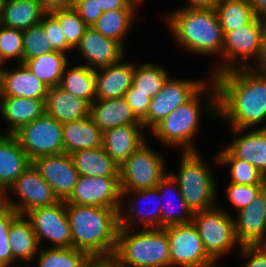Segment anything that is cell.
Returning <instances> with one entry per match:
<instances>
[{"label":"cell","mask_w":266,"mask_h":267,"mask_svg":"<svg viewBox=\"0 0 266 267\" xmlns=\"http://www.w3.org/2000/svg\"><path fill=\"white\" fill-rule=\"evenodd\" d=\"M144 142L119 167L121 190H140L157 187L168 174L165 158Z\"/></svg>","instance_id":"9"},{"label":"cell","mask_w":266,"mask_h":267,"mask_svg":"<svg viewBox=\"0 0 266 267\" xmlns=\"http://www.w3.org/2000/svg\"><path fill=\"white\" fill-rule=\"evenodd\" d=\"M23 63L42 83L51 88L59 85L69 59L66 54L54 51L24 60Z\"/></svg>","instance_id":"35"},{"label":"cell","mask_w":266,"mask_h":267,"mask_svg":"<svg viewBox=\"0 0 266 267\" xmlns=\"http://www.w3.org/2000/svg\"><path fill=\"white\" fill-rule=\"evenodd\" d=\"M18 213L7 207L5 210L0 211V266L12 265L15 263L13 253L9 243L8 231L12 220Z\"/></svg>","instance_id":"43"},{"label":"cell","mask_w":266,"mask_h":267,"mask_svg":"<svg viewBox=\"0 0 266 267\" xmlns=\"http://www.w3.org/2000/svg\"><path fill=\"white\" fill-rule=\"evenodd\" d=\"M32 163L12 134L0 139V185L8 190L15 180Z\"/></svg>","instance_id":"27"},{"label":"cell","mask_w":266,"mask_h":267,"mask_svg":"<svg viewBox=\"0 0 266 267\" xmlns=\"http://www.w3.org/2000/svg\"><path fill=\"white\" fill-rule=\"evenodd\" d=\"M167 14L166 25L180 48L194 55L219 56L217 60H222L224 35L215 8L184 6Z\"/></svg>","instance_id":"3"},{"label":"cell","mask_w":266,"mask_h":267,"mask_svg":"<svg viewBox=\"0 0 266 267\" xmlns=\"http://www.w3.org/2000/svg\"><path fill=\"white\" fill-rule=\"evenodd\" d=\"M239 250L246 260L243 267H266V244L242 245Z\"/></svg>","instance_id":"47"},{"label":"cell","mask_w":266,"mask_h":267,"mask_svg":"<svg viewBox=\"0 0 266 267\" xmlns=\"http://www.w3.org/2000/svg\"><path fill=\"white\" fill-rule=\"evenodd\" d=\"M47 35L40 23L23 30V61L54 52Z\"/></svg>","instance_id":"41"},{"label":"cell","mask_w":266,"mask_h":267,"mask_svg":"<svg viewBox=\"0 0 266 267\" xmlns=\"http://www.w3.org/2000/svg\"><path fill=\"white\" fill-rule=\"evenodd\" d=\"M211 82V83H210ZM205 92V94H203ZM206 95V104L200 98ZM201 104V105H200ZM205 106L207 114H213L218 118V94L215 81L209 77V81L187 102L178 106L167 115L152 130L151 136L158 139L162 145L181 147V151H198L194 143V137L198 134L201 118V107ZM211 111V112H209Z\"/></svg>","instance_id":"4"},{"label":"cell","mask_w":266,"mask_h":267,"mask_svg":"<svg viewBox=\"0 0 266 267\" xmlns=\"http://www.w3.org/2000/svg\"><path fill=\"white\" fill-rule=\"evenodd\" d=\"M236 213L235 233L241 245L266 244V196L263 191Z\"/></svg>","instance_id":"19"},{"label":"cell","mask_w":266,"mask_h":267,"mask_svg":"<svg viewBox=\"0 0 266 267\" xmlns=\"http://www.w3.org/2000/svg\"><path fill=\"white\" fill-rule=\"evenodd\" d=\"M102 136L103 132L90 115L62 124L64 152L67 154L102 147Z\"/></svg>","instance_id":"26"},{"label":"cell","mask_w":266,"mask_h":267,"mask_svg":"<svg viewBox=\"0 0 266 267\" xmlns=\"http://www.w3.org/2000/svg\"><path fill=\"white\" fill-rule=\"evenodd\" d=\"M215 11L222 32L237 30L256 17L249 0H219Z\"/></svg>","instance_id":"36"},{"label":"cell","mask_w":266,"mask_h":267,"mask_svg":"<svg viewBox=\"0 0 266 267\" xmlns=\"http://www.w3.org/2000/svg\"><path fill=\"white\" fill-rule=\"evenodd\" d=\"M15 66L0 70V97L46 100L48 87L24 63Z\"/></svg>","instance_id":"20"},{"label":"cell","mask_w":266,"mask_h":267,"mask_svg":"<svg viewBox=\"0 0 266 267\" xmlns=\"http://www.w3.org/2000/svg\"><path fill=\"white\" fill-rule=\"evenodd\" d=\"M5 135V133L0 132V139Z\"/></svg>","instance_id":"60"},{"label":"cell","mask_w":266,"mask_h":267,"mask_svg":"<svg viewBox=\"0 0 266 267\" xmlns=\"http://www.w3.org/2000/svg\"><path fill=\"white\" fill-rule=\"evenodd\" d=\"M15 59L16 64L23 63V30L8 28L0 24V60Z\"/></svg>","instance_id":"42"},{"label":"cell","mask_w":266,"mask_h":267,"mask_svg":"<svg viewBox=\"0 0 266 267\" xmlns=\"http://www.w3.org/2000/svg\"><path fill=\"white\" fill-rule=\"evenodd\" d=\"M157 188L160 196H166L165 199L169 198V201L166 200L167 203H164L161 199V228L173 224L192 222L194 212L183 199L177 182L169 173L159 182ZM171 190H174L175 193ZM172 193L174 194L172 195ZM164 197L163 200H165Z\"/></svg>","instance_id":"29"},{"label":"cell","mask_w":266,"mask_h":267,"mask_svg":"<svg viewBox=\"0 0 266 267\" xmlns=\"http://www.w3.org/2000/svg\"><path fill=\"white\" fill-rule=\"evenodd\" d=\"M16 267H23V266H16ZM24 267H31L30 265H25Z\"/></svg>","instance_id":"62"},{"label":"cell","mask_w":266,"mask_h":267,"mask_svg":"<svg viewBox=\"0 0 266 267\" xmlns=\"http://www.w3.org/2000/svg\"><path fill=\"white\" fill-rule=\"evenodd\" d=\"M2 66H5V65H3V63L0 60V70L3 68Z\"/></svg>","instance_id":"59"},{"label":"cell","mask_w":266,"mask_h":267,"mask_svg":"<svg viewBox=\"0 0 266 267\" xmlns=\"http://www.w3.org/2000/svg\"><path fill=\"white\" fill-rule=\"evenodd\" d=\"M81 176H119V165L103 147L80 150L70 154Z\"/></svg>","instance_id":"32"},{"label":"cell","mask_w":266,"mask_h":267,"mask_svg":"<svg viewBox=\"0 0 266 267\" xmlns=\"http://www.w3.org/2000/svg\"><path fill=\"white\" fill-rule=\"evenodd\" d=\"M212 78L217 87L221 121L235 129H253L266 121L265 71L258 67L236 68Z\"/></svg>","instance_id":"1"},{"label":"cell","mask_w":266,"mask_h":267,"mask_svg":"<svg viewBox=\"0 0 266 267\" xmlns=\"http://www.w3.org/2000/svg\"><path fill=\"white\" fill-rule=\"evenodd\" d=\"M219 205L194 212L192 223L200 235L207 254L218 263L235 246L242 247L235 233L234 217Z\"/></svg>","instance_id":"8"},{"label":"cell","mask_w":266,"mask_h":267,"mask_svg":"<svg viewBox=\"0 0 266 267\" xmlns=\"http://www.w3.org/2000/svg\"><path fill=\"white\" fill-rule=\"evenodd\" d=\"M42 249L43 247L40 248L39 254L37 253V267H79L89 255L87 252L73 247Z\"/></svg>","instance_id":"39"},{"label":"cell","mask_w":266,"mask_h":267,"mask_svg":"<svg viewBox=\"0 0 266 267\" xmlns=\"http://www.w3.org/2000/svg\"><path fill=\"white\" fill-rule=\"evenodd\" d=\"M8 239L13 258L25 264L36 258L40 245L29 219L24 214H18L11 222Z\"/></svg>","instance_id":"31"},{"label":"cell","mask_w":266,"mask_h":267,"mask_svg":"<svg viewBox=\"0 0 266 267\" xmlns=\"http://www.w3.org/2000/svg\"><path fill=\"white\" fill-rule=\"evenodd\" d=\"M256 17L266 20V0H249Z\"/></svg>","instance_id":"52"},{"label":"cell","mask_w":266,"mask_h":267,"mask_svg":"<svg viewBox=\"0 0 266 267\" xmlns=\"http://www.w3.org/2000/svg\"><path fill=\"white\" fill-rule=\"evenodd\" d=\"M50 13L58 20L67 44L74 50L88 26L74 8L55 10Z\"/></svg>","instance_id":"40"},{"label":"cell","mask_w":266,"mask_h":267,"mask_svg":"<svg viewBox=\"0 0 266 267\" xmlns=\"http://www.w3.org/2000/svg\"><path fill=\"white\" fill-rule=\"evenodd\" d=\"M46 113L63 124L90 115V104L59 86L48 88L45 101Z\"/></svg>","instance_id":"25"},{"label":"cell","mask_w":266,"mask_h":267,"mask_svg":"<svg viewBox=\"0 0 266 267\" xmlns=\"http://www.w3.org/2000/svg\"><path fill=\"white\" fill-rule=\"evenodd\" d=\"M261 191V185H240L230 182L225 189V195L236 212L245 208Z\"/></svg>","instance_id":"44"},{"label":"cell","mask_w":266,"mask_h":267,"mask_svg":"<svg viewBox=\"0 0 266 267\" xmlns=\"http://www.w3.org/2000/svg\"><path fill=\"white\" fill-rule=\"evenodd\" d=\"M46 100L21 97H0L1 118L9 124L5 134H14L27 123L34 121L46 112Z\"/></svg>","instance_id":"24"},{"label":"cell","mask_w":266,"mask_h":267,"mask_svg":"<svg viewBox=\"0 0 266 267\" xmlns=\"http://www.w3.org/2000/svg\"><path fill=\"white\" fill-rule=\"evenodd\" d=\"M79 267H118L114 254H89Z\"/></svg>","instance_id":"49"},{"label":"cell","mask_w":266,"mask_h":267,"mask_svg":"<svg viewBox=\"0 0 266 267\" xmlns=\"http://www.w3.org/2000/svg\"><path fill=\"white\" fill-rule=\"evenodd\" d=\"M45 13L40 0H5L0 11V24L25 30L39 24Z\"/></svg>","instance_id":"30"},{"label":"cell","mask_w":266,"mask_h":267,"mask_svg":"<svg viewBox=\"0 0 266 267\" xmlns=\"http://www.w3.org/2000/svg\"><path fill=\"white\" fill-rule=\"evenodd\" d=\"M260 70L265 71L266 72V34H265V46H264V56L262 59L261 64L258 67Z\"/></svg>","instance_id":"55"},{"label":"cell","mask_w":266,"mask_h":267,"mask_svg":"<svg viewBox=\"0 0 266 267\" xmlns=\"http://www.w3.org/2000/svg\"><path fill=\"white\" fill-rule=\"evenodd\" d=\"M169 77L168 72L158 64L145 62L136 65L135 63L132 86L135 88V92H141L147 97L153 98Z\"/></svg>","instance_id":"37"},{"label":"cell","mask_w":266,"mask_h":267,"mask_svg":"<svg viewBox=\"0 0 266 267\" xmlns=\"http://www.w3.org/2000/svg\"><path fill=\"white\" fill-rule=\"evenodd\" d=\"M144 0H97L103 12L119 8H138Z\"/></svg>","instance_id":"50"},{"label":"cell","mask_w":266,"mask_h":267,"mask_svg":"<svg viewBox=\"0 0 266 267\" xmlns=\"http://www.w3.org/2000/svg\"><path fill=\"white\" fill-rule=\"evenodd\" d=\"M138 8H119L103 12L92 28L103 36L120 43L124 48L125 35L137 16Z\"/></svg>","instance_id":"33"},{"label":"cell","mask_w":266,"mask_h":267,"mask_svg":"<svg viewBox=\"0 0 266 267\" xmlns=\"http://www.w3.org/2000/svg\"><path fill=\"white\" fill-rule=\"evenodd\" d=\"M169 240L171 267H206L216 263L205 251L192 222L163 227Z\"/></svg>","instance_id":"11"},{"label":"cell","mask_w":266,"mask_h":267,"mask_svg":"<svg viewBox=\"0 0 266 267\" xmlns=\"http://www.w3.org/2000/svg\"><path fill=\"white\" fill-rule=\"evenodd\" d=\"M261 190L266 196V172L262 173Z\"/></svg>","instance_id":"56"},{"label":"cell","mask_w":266,"mask_h":267,"mask_svg":"<svg viewBox=\"0 0 266 267\" xmlns=\"http://www.w3.org/2000/svg\"><path fill=\"white\" fill-rule=\"evenodd\" d=\"M4 3H5V0H0V11H1V8L3 7Z\"/></svg>","instance_id":"57"},{"label":"cell","mask_w":266,"mask_h":267,"mask_svg":"<svg viewBox=\"0 0 266 267\" xmlns=\"http://www.w3.org/2000/svg\"><path fill=\"white\" fill-rule=\"evenodd\" d=\"M132 194L129 203L124 200ZM135 195V196H134ZM162 196L159 194L157 187L149 189H140V190H121V205L119 208V228H130L134 227V223L137 222V226L142 224L143 229L146 228H161V200ZM144 201L146 208H141L139 204ZM159 200V201H158ZM126 201V202H125ZM138 201V202H137ZM128 209L126 208L127 205ZM143 203V202H142ZM124 204V205H123ZM136 204V205H135ZM150 204V205H149ZM158 204V205H157ZM149 206V208H148ZM154 206V207H153ZM139 207V208H138ZM126 208V210L122 209ZM126 211V212H125ZM127 213V214H126ZM139 222V224H138Z\"/></svg>","instance_id":"14"},{"label":"cell","mask_w":266,"mask_h":267,"mask_svg":"<svg viewBox=\"0 0 266 267\" xmlns=\"http://www.w3.org/2000/svg\"><path fill=\"white\" fill-rule=\"evenodd\" d=\"M133 230H118L114 253L118 267H171L169 240L164 228Z\"/></svg>","instance_id":"5"},{"label":"cell","mask_w":266,"mask_h":267,"mask_svg":"<svg viewBox=\"0 0 266 267\" xmlns=\"http://www.w3.org/2000/svg\"><path fill=\"white\" fill-rule=\"evenodd\" d=\"M265 34L266 20L259 17L237 30L223 32V62L210 69L209 76L236 68L259 67L264 56ZM249 60L255 61L254 66Z\"/></svg>","instance_id":"6"},{"label":"cell","mask_w":266,"mask_h":267,"mask_svg":"<svg viewBox=\"0 0 266 267\" xmlns=\"http://www.w3.org/2000/svg\"><path fill=\"white\" fill-rule=\"evenodd\" d=\"M40 24L48 34L47 39L49 40V43H51L54 51L62 52L64 54L72 51V48L66 42L58 20L50 12H46L43 15Z\"/></svg>","instance_id":"45"},{"label":"cell","mask_w":266,"mask_h":267,"mask_svg":"<svg viewBox=\"0 0 266 267\" xmlns=\"http://www.w3.org/2000/svg\"><path fill=\"white\" fill-rule=\"evenodd\" d=\"M72 247L88 254H114L119 208L66 203Z\"/></svg>","instance_id":"2"},{"label":"cell","mask_w":266,"mask_h":267,"mask_svg":"<svg viewBox=\"0 0 266 267\" xmlns=\"http://www.w3.org/2000/svg\"><path fill=\"white\" fill-rule=\"evenodd\" d=\"M25 216L29 219L40 247L43 240L50 247L71 248L72 237L66 212V202L59 200L53 205L35 208Z\"/></svg>","instance_id":"13"},{"label":"cell","mask_w":266,"mask_h":267,"mask_svg":"<svg viewBox=\"0 0 266 267\" xmlns=\"http://www.w3.org/2000/svg\"><path fill=\"white\" fill-rule=\"evenodd\" d=\"M215 156V164L230 167V182L240 185H261L262 172L252 164L235 158L226 148Z\"/></svg>","instance_id":"38"},{"label":"cell","mask_w":266,"mask_h":267,"mask_svg":"<svg viewBox=\"0 0 266 267\" xmlns=\"http://www.w3.org/2000/svg\"><path fill=\"white\" fill-rule=\"evenodd\" d=\"M121 189L119 176H81L66 203L120 208Z\"/></svg>","instance_id":"16"},{"label":"cell","mask_w":266,"mask_h":267,"mask_svg":"<svg viewBox=\"0 0 266 267\" xmlns=\"http://www.w3.org/2000/svg\"><path fill=\"white\" fill-rule=\"evenodd\" d=\"M90 116L102 132L119 126L142 124L132 113L124 97L95 100L90 105Z\"/></svg>","instance_id":"28"},{"label":"cell","mask_w":266,"mask_h":267,"mask_svg":"<svg viewBox=\"0 0 266 267\" xmlns=\"http://www.w3.org/2000/svg\"><path fill=\"white\" fill-rule=\"evenodd\" d=\"M9 191H12L20 199V202H14L7 196L8 207L14 209L18 214L25 215L35 208L50 206L59 201L32 163L9 187L7 192Z\"/></svg>","instance_id":"15"},{"label":"cell","mask_w":266,"mask_h":267,"mask_svg":"<svg viewBox=\"0 0 266 267\" xmlns=\"http://www.w3.org/2000/svg\"><path fill=\"white\" fill-rule=\"evenodd\" d=\"M0 267H15L14 265L0 266Z\"/></svg>","instance_id":"61"},{"label":"cell","mask_w":266,"mask_h":267,"mask_svg":"<svg viewBox=\"0 0 266 267\" xmlns=\"http://www.w3.org/2000/svg\"><path fill=\"white\" fill-rule=\"evenodd\" d=\"M188 1L185 7L190 8H215L219 0H186Z\"/></svg>","instance_id":"53"},{"label":"cell","mask_w":266,"mask_h":267,"mask_svg":"<svg viewBox=\"0 0 266 267\" xmlns=\"http://www.w3.org/2000/svg\"><path fill=\"white\" fill-rule=\"evenodd\" d=\"M87 67L98 69L118 63L126 58V48L113 39L103 36L92 27H88L76 46Z\"/></svg>","instance_id":"18"},{"label":"cell","mask_w":266,"mask_h":267,"mask_svg":"<svg viewBox=\"0 0 266 267\" xmlns=\"http://www.w3.org/2000/svg\"><path fill=\"white\" fill-rule=\"evenodd\" d=\"M32 164L51 187L58 200L66 201L74 191L79 178L70 154L44 155L35 158Z\"/></svg>","instance_id":"17"},{"label":"cell","mask_w":266,"mask_h":267,"mask_svg":"<svg viewBox=\"0 0 266 267\" xmlns=\"http://www.w3.org/2000/svg\"><path fill=\"white\" fill-rule=\"evenodd\" d=\"M229 130L235 138L225 148L235 158L245 160L262 173L266 172V125L256 129L229 127Z\"/></svg>","instance_id":"21"},{"label":"cell","mask_w":266,"mask_h":267,"mask_svg":"<svg viewBox=\"0 0 266 267\" xmlns=\"http://www.w3.org/2000/svg\"><path fill=\"white\" fill-rule=\"evenodd\" d=\"M123 58L118 63L95 69L96 100L122 98L132 86L134 62Z\"/></svg>","instance_id":"22"},{"label":"cell","mask_w":266,"mask_h":267,"mask_svg":"<svg viewBox=\"0 0 266 267\" xmlns=\"http://www.w3.org/2000/svg\"><path fill=\"white\" fill-rule=\"evenodd\" d=\"M181 154L178 175L169 174L177 182L183 199L193 212L213 208L219 201H216L218 183L212 169L202 159L200 151Z\"/></svg>","instance_id":"7"},{"label":"cell","mask_w":266,"mask_h":267,"mask_svg":"<svg viewBox=\"0 0 266 267\" xmlns=\"http://www.w3.org/2000/svg\"><path fill=\"white\" fill-rule=\"evenodd\" d=\"M142 124L124 125L103 131L102 147L121 166L144 142ZM143 133V134H142Z\"/></svg>","instance_id":"23"},{"label":"cell","mask_w":266,"mask_h":267,"mask_svg":"<svg viewBox=\"0 0 266 267\" xmlns=\"http://www.w3.org/2000/svg\"><path fill=\"white\" fill-rule=\"evenodd\" d=\"M74 9L88 27H92L103 14L102 9H99L97 0H77Z\"/></svg>","instance_id":"48"},{"label":"cell","mask_w":266,"mask_h":267,"mask_svg":"<svg viewBox=\"0 0 266 267\" xmlns=\"http://www.w3.org/2000/svg\"><path fill=\"white\" fill-rule=\"evenodd\" d=\"M68 65L65 66L58 86L68 93L86 100L91 105L96 100L95 69L77 64L67 70Z\"/></svg>","instance_id":"34"},{"label":"cell","mask_w":266,"mask_h":267,"mask_svg":"<svg viewBox=\"0 0 266 267\" xmlns=\"http://www.w3.org/2000/svg\"><path fill=\"white\" fill-rule=\"evenodd\" d=\"M28 158L64 153L62 124L46 112L13 134Z\"/></svg>","instance_id":"10"},{"label":"cell","mask_w":266,"mask_h":267,"mask_svg":"<svg viewBox=\"0 0 266 267\" xmlns=\"http://www.w3.org/2000/svg\"><path fill=\"white\" fill-rule=\"evenodd\" d=\"M45 12L74 8L77 0H40Z\"/></svg>","instance_id":"51"},{"label":"cell","mask_w":266,"mask_h":267,"mask_svg":"<svg viewBox=\"0 0 266 267\" xmlns=\"http://www.w3.org/2000/svg\"><path fill=\"white\" fill-rule=\"evenodd\" d=\"M207 80L180 79L169 77L162 89L151 99L147 116L141 121L143 128L150 131L178 106L189 101Z\"/></svg>","instance_id":"12"},{"label":"cell","mask_w":266,"mask_h":267,"mask_svg":"<svg viewBox=\"0 0 266 267\" xmlns=\"http://www.w3.org/2000/svg\"><path fill=\"white\" fill-rule=\"evenodd\" d=\"M124 98L130 105L132 113L141 122L147 116L152 98L147 97L146 94L141 92H135L133 86L127 90Z\"/></svg>","instance_id":"46"},{"label":"cell","mask_w":266,"mask_h":267,"mask_svg":"<svg viewBox=\"0 0 266 267\" xmlns=\"http://www.w3.org/2000/svg\"><path fill=\"white\" fill-rule=\"evenodd\" d=\"M216 264V265H215ZM206 267H219L218 265H217V262L216 263H213V264H211V265H209V266H206ZM221 267V266H220ZM223 267V266H222Z\"/></svg>","instance_id":"58"},{"label":"cell","mask_w":266,"mask_h":267,"mask_svg":"<svg viewBox=\"0 0 266 267\" xmlns=\"http://www.w3.org/2000/svg\"><path fill=\"white\" fill-rule=\"evenodd\" d=\"M7 190H5L1 185H0V211L5 210L8 205H7Z\"/></svg>","instance_id":"54"}]
</instances>
